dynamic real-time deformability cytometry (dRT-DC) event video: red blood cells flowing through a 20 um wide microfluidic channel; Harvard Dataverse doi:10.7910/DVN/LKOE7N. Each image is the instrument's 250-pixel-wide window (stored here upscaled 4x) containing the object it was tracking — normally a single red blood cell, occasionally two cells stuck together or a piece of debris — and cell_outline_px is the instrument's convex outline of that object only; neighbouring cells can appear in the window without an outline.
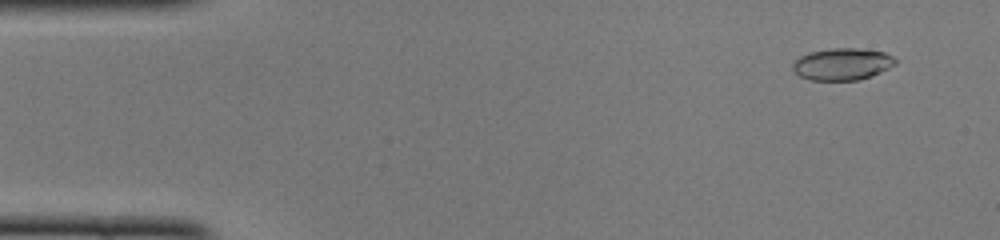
{"species": "common noctule bat (a hibernating species)", "species_latin": "Nyctalus noctula", "temperature_condition": "cold", "stored_images_in_passage": 49, "camera_frame_rate_fps": 3000, "um_per_image_px": 0.085, "animal": {"sex": "female", "body_mass_g": 22.0, "forearm_length_mm": 56.7}, "frame": {"image": 1, "passage_image": 4, "time_ms": 1.0, "image_size_px": [1000, 240], "cell_outline_px": [[896, 64], [880, 72], [860, 80], [808, 80], [800, 76], [792, 68], [792, 64], [800, 56], [808, 52], [832, 48], [860, 48], [884, 52], [892, 56], [896, 60]], "centroid_in_image_um": [71.58, 5.44], "position_along_channel_um": 13.4, "area_um2": 19.13}}
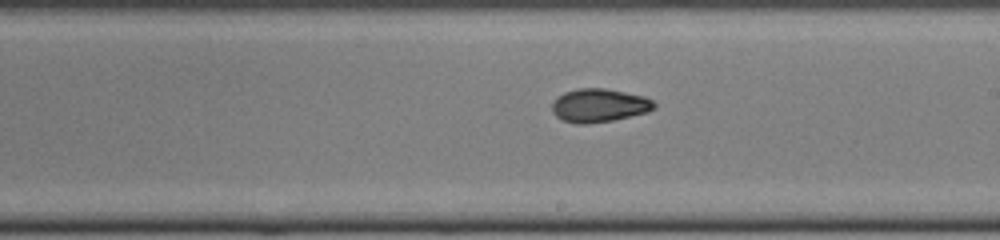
{"frame": {"image": 2, "passage_image": 28, "time_ms": 9.0, "image_size_px": [1000, 240], "cell_outline_px": [[656, 108], [648, 112], [612, 120], [584, 124], [576, 124], [560, 120], [552, 112], [552, 104], [556, 96], [564, 92], [576, 88], [604, 88], [644, 96], [652, 100], [656, 104]], "centroid_in_image_um": [50.9, 8.96], "position_along_channel_um": 238.1, "area_um2": 20.06}}
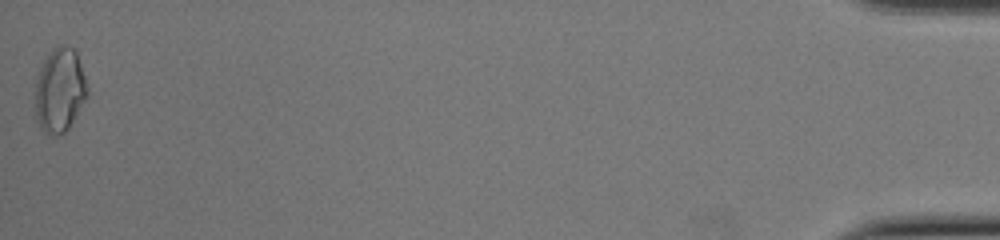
{"frame": {"image": 3, "passage_image": 49, "time_ms": 16.0, "image_size_px": [1000, 240], "cell_outline_px": [[88, 92], [84, 100], [68, 128], [64, 132], [56, 136], [48, 136], [44, 132], [36, 120], [36, 84], [40, 68], [44, 60], [52, 48], [56, 44], [60, 44], [76, 48], [88, 88]], "centroid_in_image_um": [5.08, 7.64], "position_along_channel_um": 430.1, "area_um2": 25.49}, "authors_computed_cell_mechanics": {"area_um2": 19.7098, "velocity_mm_per_s": 4.1068, "shape_relaxation_time_tau1_ms": 7.1518, "shape_relaxation_time_tau2_ms": 1.7589, "deformation_change_tau1": 0.1814, "deformation_change_tau2": 0.051}}